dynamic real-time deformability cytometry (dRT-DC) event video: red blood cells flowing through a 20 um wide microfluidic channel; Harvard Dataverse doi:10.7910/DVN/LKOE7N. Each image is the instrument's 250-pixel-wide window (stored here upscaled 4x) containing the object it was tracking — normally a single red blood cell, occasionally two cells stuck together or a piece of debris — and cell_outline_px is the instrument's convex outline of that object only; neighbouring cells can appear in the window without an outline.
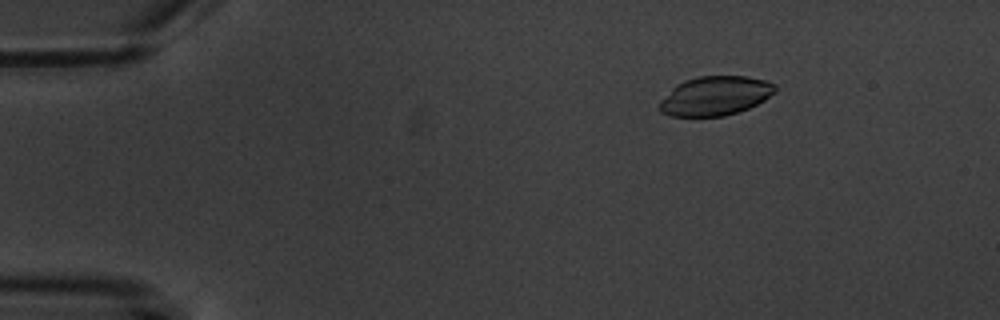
{"species": "common noctule bat (a hibernating species)", "species_latin": "Nyctalus noctula", "temperature_condition": "warm", "stored_images_in_passage": 5, "camera_frame_rate_fps": 3000, "um_per_image_px": 0.085, "animal": {"sex": "male", "body_mass_g": 20.1, "forearm_length_mm": 53.5}, "frame": {"image": 1, "passage_image": 3, "time_ms": 2.333, "image_size_px": [1000, 320], "cell_outline_px": [[776, 92], [764, 100], [748, 108], [724, 116], [672, 116], [660, 112], [656, 108], [660, 100], [676, 84], [684, 80], [700, 76], [748, 76], [764, 80], [776, 84]], "centroid_in_image_um": [60.76, 8.14], "position_along_channel_um": 24.2, "area_um2": 26.53}}
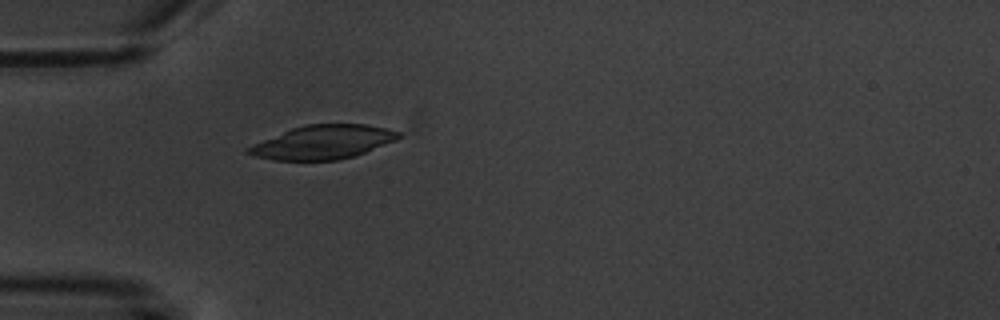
{"frame": {"image": 2, "passage_image": 5, "time_ms": 5.333, "image_size_px": [1000, 320], "cell_outline_px": [[404, 136], [396, 140], [356, 156], [336, 160], [272, 160], [252, 156], [244, 152], [244, 148], [252, 144], [292, 128], [304, 124], [364, 124], [384, 128], [400, 132]], "centroid_in_image_um": [27.42, 12.09], "position_along_channel_um": 57.6, "area_um2": 29.77}}